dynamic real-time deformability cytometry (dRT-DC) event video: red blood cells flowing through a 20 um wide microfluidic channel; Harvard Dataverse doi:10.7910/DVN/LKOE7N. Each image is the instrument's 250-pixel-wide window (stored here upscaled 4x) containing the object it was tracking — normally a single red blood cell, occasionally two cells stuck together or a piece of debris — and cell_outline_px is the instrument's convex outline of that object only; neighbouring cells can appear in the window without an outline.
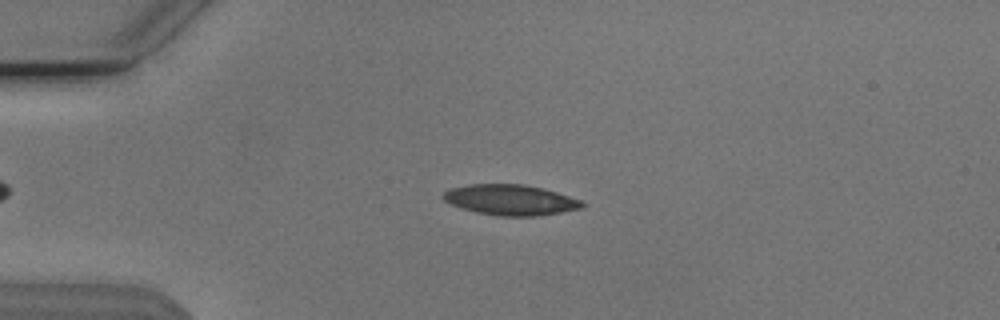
{"species": "Egyptian fruit bat (a non-hibernating species)", "species_latin": "Rousettus aegyptiacus", "temperature_condition": "cold", "stored_images_in_passage": 36, "camera_frame_rate_fps": 3000, "um_per_image_px": 0.085, "animal": {"sex": "male"}, "frame": {"image": 1, "passage_image": 1, "time_ms": 0.0, "image_size_px": [1000, 320], "cell_outline_px": [[588, 204], [584, 208], [536, 216], [500, 216], [476, 212], [460, 208], [444, 200], [440, 196], [448, 188], [468, 184], [524, 184], [556, 192], [580, 200]], "centroid_in_image_um": [43.36, 16.99], "position_along_channel_um": 41.6, "area_um2": 24.8}}
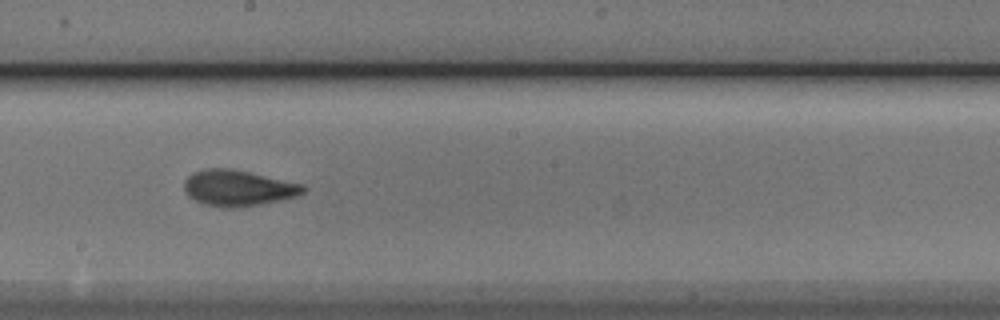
{"frame": {"image": 2, "passage_image": 18, "time_ms": 5.667, "image_size_px": [1000, 320], "cell_outline_px": [[308, 188], [304, 192], [296, 196], [284, 200], [260, 204], [232, 208], [224, 208], [204, 204], [188, 196], [184, 188], [184, 180], [192, 172], [204, 168], [228, 168], [248, 172], [304, 184]], "centroid_in_image_um": [20.24, 15.98], "position_along_channel_um": 228.0, "area_um2": 25.03}}
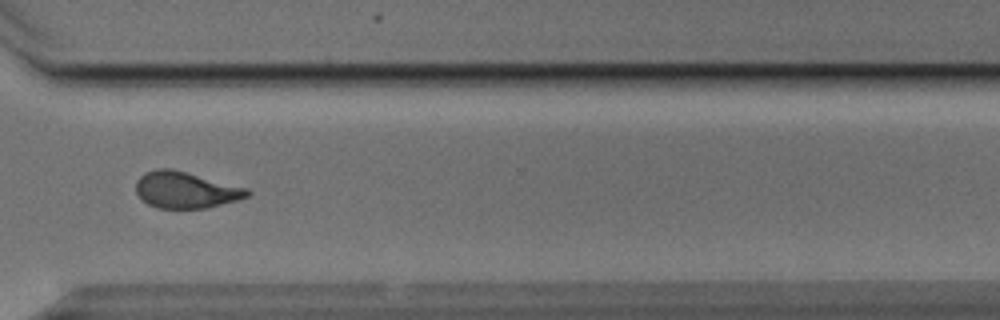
{"frame": {"image": 3, "passage_image": 28, "time_ms": 9.0, "image_size_px": [1000, 320], "cell_outline_px": [[252, 192], [248, 196], [236, 200], [208, 208], [156, 208], [140, 200], [136, 192], [136, 180], [144, 172], [156, 168], [172, 168], [248, 188]], "centroid_in_image_um": [15.75, 16.14], "position_along_channel_um": 354.9, "area_um2": 23.87}, "authors_computed_cell_mechanics": {"area_um2": 24.1026, "velocity_mm_per_s": 3.8071, "shape_relaxation_time_tau1_ms": 3.6864, "shape_relaxation_time_tau2_ms": 1.655, "deformation_change_tau1": 0.158, "deformation_change_tau2": 0.0808}}